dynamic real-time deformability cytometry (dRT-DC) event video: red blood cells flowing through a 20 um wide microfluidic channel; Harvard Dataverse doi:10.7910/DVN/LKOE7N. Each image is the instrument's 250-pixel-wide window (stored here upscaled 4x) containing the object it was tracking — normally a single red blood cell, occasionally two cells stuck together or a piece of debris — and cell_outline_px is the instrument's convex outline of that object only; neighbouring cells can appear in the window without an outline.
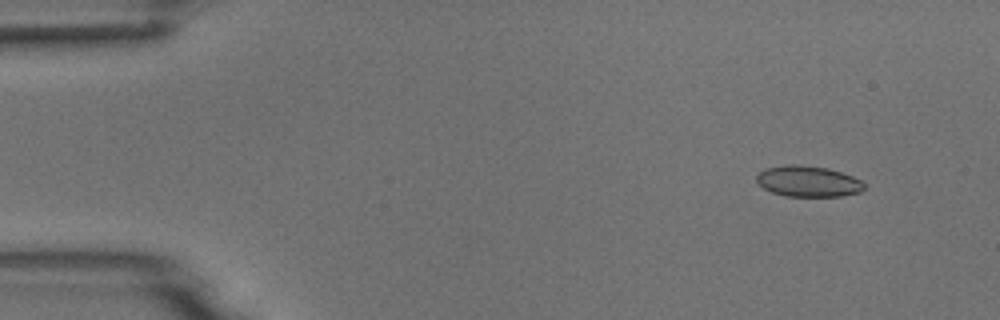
{"species": "common noctule bat (a hibernating species)", "species_latin": "Nyctalus noctula", "temperature_condition": "room temperature", "stored_images_in_passage": 5, "camera_frame_rate_fps": 3000, "um_per_image_px": 0.085, "animal": {"sex": "male", "body_mass_g": 18.8}, "frame": {"image": 1, "passage_image": 2, "time_ms": 1.333, "image_size_px": [1000, 320], "cell_outline_px": [[864, 188], [860, 192], [840, 196], [784, 196], [772, 192], [764, 188], [756, 180], [756, 176], [764, 168], [788, 164], [796, 164], [828, 168], [852, 176], [860, 180], [864, 184]], "centroid_in_image_um": [68.67, 15.41], "position_along_channel_um": 16.3, "area_um2": 19.31}}
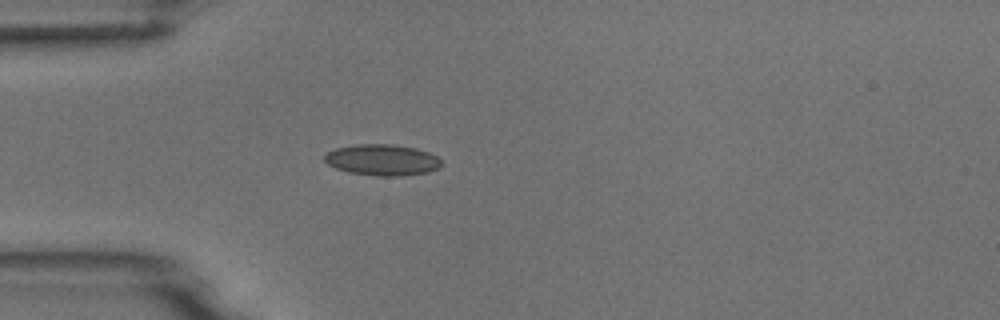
{"frame": {"image": 2, "passage_image": 5, "time_ms": 4.667, "image_size_px": [1000, 320], "cell_outline_px": [[444, 164], [440, 168], [428, 172], [400, 176], [376, 176], [348, 172], [336, 168], [328, 164], [324, 160], [324, 156], [328, 152], [336, 148], [356, 144], [392, 144], [416, 148], [428, 152], [436, 156]], "centroid_in_image_um": [32.51, 13.6], "position_along_channel_um": 52.5, "area_um2": 21.33}}